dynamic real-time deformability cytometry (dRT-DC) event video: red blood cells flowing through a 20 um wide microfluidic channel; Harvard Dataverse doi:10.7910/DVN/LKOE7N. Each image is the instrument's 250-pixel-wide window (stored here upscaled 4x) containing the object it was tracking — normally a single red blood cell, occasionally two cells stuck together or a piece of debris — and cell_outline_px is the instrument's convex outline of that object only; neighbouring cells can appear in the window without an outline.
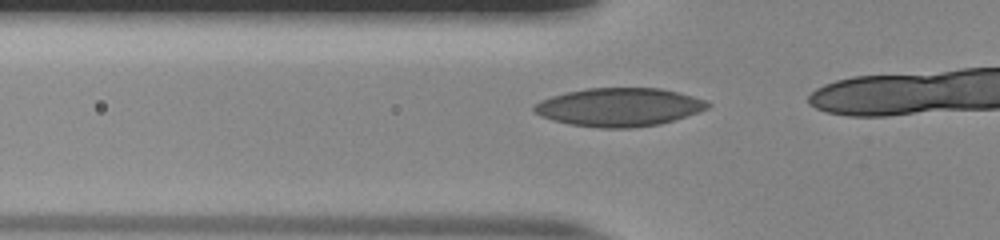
{"species": "human", "species_latin": "Homo sapiens", "temperature_condition": "room temperature", "stored_images_in_passage": 8, "camera_frame_rate_fps": 3000, "um_per_image_px": 0.085, "donor": {"sex": "male"}, "frame": {"image": 1, "passage_image": 3, "time_ms": 0.667, "image_size_px": [1000, 240], "cell_outline_px": [[712, 104], [708, 108], [660, 124], [636, 128], [600, 128], [572, 124], [552, 120], [536, 112], [532, 108], [540, 100], [552, 96], [568, 92], [588, 88], [660, 88], [692, 96], [704, 100]], "centroid_in_image_um": [52.63, 9.11], "position_along_channel_um": 73.2, "area_um2": 38.32}}
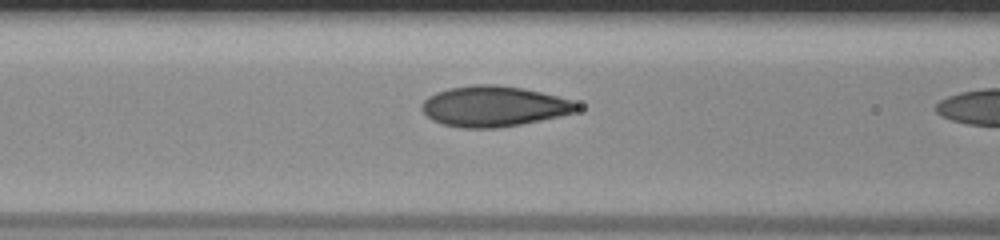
{"frame": {"image": 2, "passage_image": 7, "time_ms": 2.0, "image_size_px": [1000, 240], "cell_outline_px": [[580, 108], [576, 112], [560, 116], [520, 124], [496, 128], [460, 128], [444, 124], [432, 120], [420, 108], [420, 104], [428, 96], [436, 92], [448, 88], [476, 84], [496, 84], [524, 88], [572, 100], [580, 104]], "centroid_in_image_um": [41.97, 9.03], "position_along_channel_um": 124.6, "area_um2": 36.76}}